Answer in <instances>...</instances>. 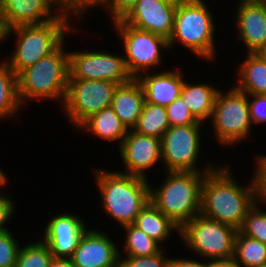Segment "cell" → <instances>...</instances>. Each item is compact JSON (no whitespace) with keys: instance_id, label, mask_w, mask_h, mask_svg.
I'll list each match as a JSON object with an SVG mask.
<instances>
[{"instance_id":"6da1fadb","label":"cell","mask_w":266,"mask_h":267,"mask_svg":"<svg viewBox=\"0 0 266 267\" xmlns=\"http://www.w3.org/2000/svg\"><path fill=\"white\" fill-rule=\"evenodd\" d=\"M221 165L205 174L200 214L239 229L257 202L255 179L251 176L248 185H240L233 176V168Z\"/></svg>"},{"instance_id":"7a4b0ae2","label":"cell","mask_w":266,"mask_h":267,"mask_svg":"<svg viewBox=\"0 0 266 267\" xmlns=\"http://www.w3.org/2000/svg\"><path fill=\"white\" fill-rule=\"evenodd\" d=\"M92 173L105 215L114 219L120 227L133 224L150 201L149 179L98 167Z\"/></svg>"},{"instance_id":"3957f363","label":"cell","mask_w":266,"mask_h":267,"mask_svg":"<svg viewBox=\"0 0 266 267\" xmlns=\"http://www.w3.org/2000/svg\"><path fill=\"white\" fill-rule=\"evenodd\" d=\"M73 18L75 22L80 23L81 18L75 12L65 9L55 20L50 22L9 29L8 37L15 36L16 49L9 59L3 61L17 75L25 68L36 64L43 57L52 53L65 40L70 31H75L74 24H70L73 22Z\"/></svg>"},{"instance_id":"277c9868","label":"cell","mask_w":266,"mask_h":267,"mask_svg":"<svg viewBox=\"0 0 266 267\" xmlns=\"http://www.w3.org/2000/svg\"><path fill=\"white\" fill-rule=\"evenodd\" d=\"M65 42L66 39L52 53L17 75L18 95L22 105L32 100L50 99L60 103L61 108L69 78V51H65Z\"/></svg>"},{"instance_id":"5b68a950","label":"cell","mask_w":266,"mask_h":267,"mask_svg":"<svg viewBox=\"0 0 266 267\" xmlns=\"http://www.w3.org/2000/svg\"><path fill=\"white\" fill-rule=\"evenodd\" d=\"M207 172L167 171L165 181L154 189L150 201L181 228L201 212L202 185ZM167 175V177H166Z\"/></svg>"},{"instance_id":"8992f818","label":"cell","mask_w":266,"mask_h":267,"mask_svg":"<svg viewBox=\"0 0 266 267\" xmlns=\"http://www.w3.org/2000/svg\"><path fill=\"white\" fill-rule=\"evenodd\" d=\"M213 15L204 0H187L176 5L173 31L168 40L170 50L180 42L195 57L212 63L218 57Z\"/></svg>"},{"instance_id":"52a82bcc","label":"cell","mask_w":266,"mask_h":267,"mask_svg":"<svg viewBox=\"0 0 266 267\" xmlns=\"http://www.w3.org/2000/svg\"><path fill=\"white\" fill-rule=\"evenodd\" d=\"M237 233L235 227L199 214L180 228L179 238L201 259H229L233 258Z\"/></svg>"},{"instance_id":"ba28073f","label":"cell","mask_w":266,"mask_h":267,"mask_svg":"<svg viewBox=\"0 0 266 267\" xmlns=\"http://www.w3.org/2000/svg\"><path fill=\"white\" fill-rule=\"evenodd\" d=\"M229 89L224 92L223 89L218 91L209 122H212L215 140L223 146L235 147L251 136L253 125L250 119L248 95L239 91L234 85Z\"/></svg>"},{"instance_id":"9c48e42d","label":"cell","mask_w":266,"mask_h":267,"mask_svg":"<svg viewBox=\"0 0 266 267\" xmlns=\"http://www.w3.org/2000/svg\"><path fill=\"white\" fill-rule=\"evenodd\" d=\"M203 124L198 121L195 124L170 126L167 129L161 138L162 165L165 168L163 170L210 172L217 166L207 161L202 169L198 167L199 156L202 152L200 135Z\"/></svg>"},{"instance_id":"30bf717a","label":"cell","mask_w":266,"mask_h":267,"mask_svg":"<svg viewBox=\"0 0 266 267\" xmlns=\"http://www.w3.org/2000/svg\"><path fill=\"white\" fill-rule=\"evenodd\" d=\"M112 24L123 42L125 65L132 78L136 79L140 74L161 65L164 49L170 50L166 38L125 24L122 20Z\"/></svg>"},{"instance_id":"8fae6325","label":"cell","mask_w":266,"mask_h":267,"mask_svg":"<svg viewBox=\"0 0 266 267\" xmlns=\"http://www.w3.org/2000/svg\"><path fill=\"white\" fill-rule=\"evenodd\" d=\"M117 83L108 80L68 79L61 109L72 126L78 128L92 114L110 107Z\"/></svg>"},{"instance_id":"7c38bea8","label":"cell","mask_w":266,"mask_h":267,"mask_svg":"<svg viewBox=\"0 0 266 267\" xmlns=\"http://www.w3.org/2000/svg\"><path fill=\"white\" fill-rule=\"evenodd\" d=\"M93 50L68 52V79L108 80L118 85L126 84L133 79L126 68L123 55L106 50Z\"/></svg>"},{"instance_id":"4fadbf2b","label":"cell","mask_w":266,"mask_h":267,"mask_svg":"<svg viewBox=\"0 0 266 267\" xmlns=\"http://www.w3.org/2000/svg\"><path fill=\"white\" fill-rule=\"evenodd\" d=\"M119 153L126 171H117L148 179L147 171L158 162L162 163L161 139L129 130L119 147Z\"/></svg>"},{"instance_id":"5bb4252c","label":"cell","mask_w":266,"mask_h":267,"mask_svg":"<svg viewBox=\"0 0 266 267\" xmlns=\"http://www.w3.org/2000/svg\"><path fill=\"white\" fill-rule=\"evenodd\" d=\"M109 234L87 228L70 257L75 267H118L120 247Z\"/></svg>"},{"instance_id":"9a60e30c","label":"cell","mask_w":266,"mask_h":267,"mask_svg":"<svg viewBox=\"0 0 266 267\" xmlns=\"http://www.w3.org/2000/svg\"><path fill=\"white\" fill-rule=\"evenodd\" d=\"M76 214L62 213L52 216L40 239L47 244L54 258H70L87 229Z\"/></svg>"},{"instance_id":"2e32d148","label":"cell","mask_w":266,"mask_h":267,"mask_svg":"<svg viewBox=\"0 0 266 267\" xmlns=\"http://www.w3.org/2000/svg\"><path fill=\"white\" fill-rule=\"evenodd\" d=\"M176 5L163 0H138L122 19L125 24L170 39Z\"/></svg>"},{"instance_id":"e0dca14e","label":"cell","mask_w":266,"mask_h":267,"mask_svg":"<svg viewBox=\"0 0 266 267\" xmlns=\"http://www.w3.org/2000/svg\"><path fill=\"white\" fill-rule=\"evenodd\" d=\"M65 9L58 0H4L0 4V15L11 29L22 25L50 22Z\"/></svg>"},{"instance_id":"ac0fdd59","label":"cell","mask_w":266,"mask_h":267,"mask_svg":"<svg viewBox=\"0 0 266 267\" xmlns=\"http://www.w3.org/2000/svg\"><path fill=\"white\" fill-rule=\"evenodd\" d=\"M235 13L234 29L246 53H259L266 45V5L239 3Z\"/></svg>"},{"instance_id":"d6986e66","label":"cell","mask_w":266,"mask_h":267,"mask_svg":"<svg viewBox=\"0 0 266 267\" xmlns=\"http://www.w3.org/2000/svg\"><path fill=\"white\" fill-rule=\"evenodd\" d=\"M184 77L181 70L165 69L157 73L152 71L142 73L136 80L142 86L145 102L167 107L180 97Z\"/></svg>"},{"instance_id":"ffe728a7","label":"cell","mask_w":266,"mask_h":267,"mask_svg":"<svg viewBox=\"0 0 266 267\" xmlns=\"http://www.w3.org/2000/svg\"><path fill=\"white\" fill-rule=\"evenodd\" d=\"M145 103L141 84L133 78L130 82L118 85L113 94L111 107L128 130H132Z\"/></svg>"},{"instance_id":"44dd1931","label":"cell","mask_w":266,"mask_h":267,"mask_svg":"<svg viewBox=\"0 0 266 267\" xmlns=\"http://www.w3.org/2000/svg\"><path fill=\"white\" fill-rule=\"evenodd\" d=\"M77 129L88 131L104 141H117L118 148L129 131L111 106L92 114Z\"/></svg>"},{"instance_id":"7402d4cb","label":"cell","mask_w":266,"mask_h":267,"mask_svg":"<svg viewBox=\"0 0 266 267\" xmlns=\"http://www.w3.org/2000/svg\"><path fill=\"white\" fill-rule=\"evenodd\" d=\"M215 87V85L212 86L210 83L203 84V82L192 84L188 79L187 81L184 79L180 97L198 121L205 123L210 120L215 99L220 90L218 87Z\"/></svg>"},{"instance_id":"603a6c76","label":"cell","mask_w":266,"mask_h":267,"mask_svg":"<svg viewBox=\"0 0 266 267\" xmlns=\"http://www.w3.org/2000/svg\"><path fill=\"white\" fill-rule=\"evenodd\" d=\"M238 65L234 86L247 95H266V61L258 53L246 54Z\"/></svg>"},{"instance_id":"cb8c5ba5","label":"cell","mask_w":266,"mask_h":267,"mask_svg":"<svg viewBox=\"0 0 266 267\" xmlns=\"http://www.w3.org/2000/svg\"><path fill=\"white\" fill-rule=\"evenodd\" d=\"M138 229L144 231L149 237L162 246V242L169 240L172 231L179 236L180 228L167 218L149 201L135 218L133 223Z\"/></svg>"},{"instance_id":"d4e9b609","label":"cell","mask_w":266,"mask_h":267,"mask_svg":"<svg viewBox=\"0 0 266 267\" xmlns=\"http://www.w3.org/2000/svg\"><path fill=\"white\" fill-rule=\"evenodd\" d=\"M2 61V62H1ZM0 61V120L15 117L24 107L18 95L17 74L3 61ZM21 109V110H20ZM18 113V114H17Z\"/></svg>"},{"instance_id":"484cf974","label":"cell","mask_w":266,"mask_h":267,"mask_svg":"<svg viewBox=\"0 0 266 267\" xmlns=\"http://www.w3.org/2000/svg\"><path fill=\"white\" fill-rule=\"evenodd\" d=\"M169 127L166 107L145 102L138 122L132 130L140 135L161 139Z\"/></svg>"},{"instance_id":"4316f807","label":"cell","mask_w":266,"mask_h":267,"mask_svg":"<svg viewBox=\"0 0 266 267\" xmlns=\"http://www.w3.org/2000/svg\"><path fill=\"white\" fill-rule=\"evenodd\" d=\"M233 260L238 267H258L266 264V244L238 231Z\"/></svg>"},{"instance_id":"83f0119b","label":"cell","mask_w":266,"mask_h":267,"mask_svg":"<svg viewBox=\"0 0 266 267\" xmlns=\"http://www.w3.org/2000/svg\"><path fill=\"white\" fill-rule=\"evenodd\" d=\"M125 233L124 257L150 256L157 254L163 247L133 224L122 227Z\"/></svg>"},{"instance_id":"f1b7e54d","label":"cell","mask_w":266,"mask_h":267,"mask_svg":"<svg viewBox=\"0 0 266 267\" xmlns=\"http://www.w3.org/2000/svg\"><path fill=\"white\" fill-rule=\"evenodd\" d=\"M53 255L42 240L20 247L16 267H49Z\"/></svg>"},{"instance_id":"f546056e","label":"cell","mask_w":266,"mask_h":267,"mask_svg":"<svg viewBox=\"0 0 266 267\" xmlns=\"http://www.w3.org/2000/svg\"><path fill=\"white\" fill-rule=\"evenodd\" d=\"M261 207L258 202L255 203L244 217L238 231L266 244V211Z\"/></svg>"},{"instance_id":"4dcf8cb0","label":"cell","mask_w":266,"mask_h":267,"mask_svg":"<svg viewBox=\"0 0 266 267\" xmlns=\"http://www.w3.org/2000/svg\"><path fill=\"white\" fill-rule=\"evenodd\" d=\"M164 250L162 248L157 254L139 257H122L123 253L119 252L118 267H169L171 258L165 255Z\"/></svg>"},{"instance_id":"1f68e13d","label":"cell","mask_w":266,"mask_h":267,"mask_svg":"<svg viewBox=\"0 0 266 267\" xmlns=\"http://www.w3.org/2000/svg\"><path fill=\"white\" fill-rule=\"evenodd\" d=\"M10 230L0 232V267H16L19 242Z\"/></svg>"},{"instance_id":"d6a6232c","label":"cell","mask_w":266,"mask_h":267,"mask_svg":"<svg viewBox=\"0 0 266 267\" xmlns=\"http://www.w3.org/2000/svg\"><path fill=\"white\" fill-rule=\"evenodd\" d=\"M166 110L170 126H185L198 122L181 97L169 104Z\"/></svg>"},{"instance_id":"836d02e7","label":"cell","mask_w":266,"mask_h":267,"mask_svg":"<svg viewBox=\"0 0 266 267\" xmlns=\"http://www.w3.org/2000/svg\"><path fill=\"white\" fill-rule=\"evenodd\" d=\"M138 0H98L92 7H101L108 10L112 22L122 20L135 6Z\"/></svg>"},{"instance_id":"e575fe53","label":"cell","mask_w":266,"mask_h":267,"mask_svg":"<svg viewBox=\"0 0 266 267\" xmlns=\"http://www.w3.org/2000/svg\"><path fill=\"white\" fill-rule=\"evenodd\" d=\"M256 167L253 170L254 179L256 183L257 202L259 204H266V155H256Z\"/></svg>"},{"instance_id":"d590c367","label":"cell","mask_w":266,"mask_h":267,"mask_svg":"<svg viewBox=\"0 0 266 267\" xmlns=\"http://www.w3.org/2000/svg\"><path fill=\"white\" fill-rule=\"evenodd\" d=\"M8 178H6L2 183H0V232L9 230L7 229V223L11 221L15 214V201L3 192L2 187H6ZM2 190V191H1ZM4 193V194H3Z\"/></svg>"},{"instance_id":"8d00e7d4","label":"cell","mask_w":266,"mask_h":267,"mask_svg":"<svg viewBox=\"0 0 266 267\" xmlns=\"http://www.w3.org/2000/svg\"><path fill=\"white\" fill-rule=\"evenodd\" d=\"M248 105L252 124H266V95H248Z\"/></svg>"},{"instance_id":"74e56055","label":"cell","mask_w":266,"mask_h":267,"mask_svg":"<svg viewBox=\"0 0 266 267\" xmlns=\"http://www.w3.org/2000/svg\"><path fill=\"white\" fill-rule=\"evenodd\" d=\"M66 9L75 12L81 19L98 0H58Z\"/></svg>"},{"instance_id":"f35d334b","label":"cell","mask_w":266,"mask_h":267,"mask_svg":"<svg viewBox=\"0 0 266 267\" xmlns=\"http://www.w3.org/2000/svg\"><path fill=\"white\" fill-rule=\"evenodd\" d=\"M206 261V263H205ZM204 262L192 260V259H186V258H172L169 263V267H208V261L205 260Z\"/></svg>"},{"instance_id":"ab89813d","label":"cell","mask_w":266,"mask_h":267,"mask_svg":"<svg viewBox=\"0 0 266 267\" xmlns=\"http://www.w3.org/2000/svg\"><path fill=\"white\" fill-rule=\"evenodd\" d=\"M208 267H238L233 258L208 260Z\"/></svg>"},{"instance_id":"60d3db41","label":"cell","mask_w":266,"mask_h":267,"mask_svg":"<svg viewBox=\"0 0 266 267\" xmlns=\"http://www.w3.org/2000/svg\"><path fill=\"white\" fill-rule=\"evenodd\" d=\"M49 267H75L70 258H52Z\"/></svg>"},{"instance_id":"b9f144b4","label":"cell","mask_w":266,"mask_h":267,"mask_svg":"<svg viewBox=\"0 0 266 267\" xmlns=\"http://www.w3.org/2000/svg\"><path fill=\"white\" fill-rule=\"evenodd\" d=\"M9 28L6 24L5 19L0 15V44L8 40Z\"/></svg>"},{"instance_id":"7bdbcfd3","label":"cell","mask_w":266,"mask_h":267,"mask_svg":"<svg viewBox=\"0 0 266 267\" xmlns=\"http://www.w3.org/2000/svg\"><path fill=\"white\" fill-rule=\"evenodd\" d=\"M240 1L238 3L266 5V0H240Z\"/></svg>"},{"instance_id":"ee69618b","label":"cell","mask_w":266,"mask_h":267,"mask_svg":"<svg viewBox=\"0 0 266 267\" xmlns=\"http://www.w3.org/2000/svg\"><path fill=\"white\" fill-rule=\"evenodd\" d=\"M266 61V45L258 53Z\"/></svg>"},{"instance_id":"f6af8a7d","label":"cell","mask_w":266,"mask_h":267,"mask_svg":"<svg viewBox=\"0 0 266 267\" xmlns=\"http://www.w3.org/2000/svg\"><path fill=\"white\" fill-rule=\"evenodd\" d=\"M163 1L169 2V3H171V4L178 5V4H180L181 2H184V1H187V0H163Z\"/></svg>"},{"instance_id":"bcb514c9","label":"cell","mask_w":266,"mask_h":267,"mask_svg":"<svg viewBox=\"0 0 266 267\" xmlns=\"http://www.w3.org/2000/svg\"><path fill=\"white\" fill-rule=\"evenodd\" d=\"M7 178V175L2 171L0 167V183H2Z\"/></svg>"},{"instance_id":"7dc6e473","label":"cell","mask_w":266,"mask_h":267,"mask_svg":"<svg viewBox=\"0 0 266 267\" xmlns=\"http://www.w3.org/2000/svg\"><path fill=\"white\" fill-rule=\"evenodd\" d=\"M258 267H266V264H263V265H261V266H258Z\"/></svg>"}]
</instances>
